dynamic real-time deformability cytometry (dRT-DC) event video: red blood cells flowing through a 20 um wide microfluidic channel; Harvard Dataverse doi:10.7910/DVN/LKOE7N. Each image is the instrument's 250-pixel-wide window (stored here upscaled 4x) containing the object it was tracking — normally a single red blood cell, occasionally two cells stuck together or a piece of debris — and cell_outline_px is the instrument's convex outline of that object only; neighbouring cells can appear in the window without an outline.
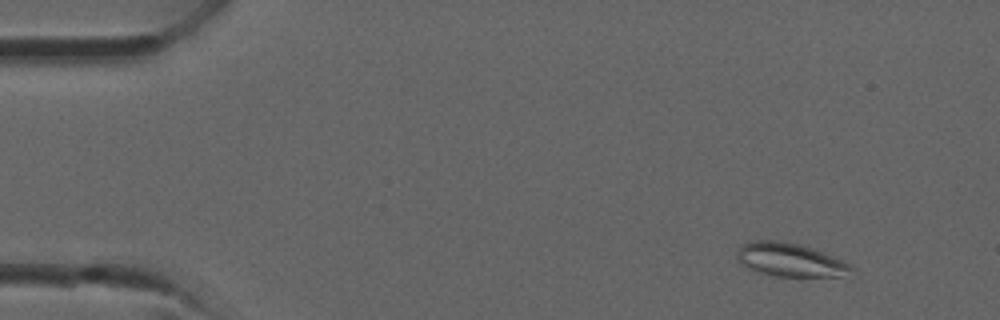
{"species": "common noctule bat (a hibernating species)", "species_latin": "Nyctalus noctula", "temperature_condition": "room temperature", "stored_images_in_passage": 35, "camera_frame_rate_fps": 3000, "um_per_image_px": 0.085, "animal": {"sex": "male", "forearm_length_mm": 52.5}, "frame": {"image": 1, "passage_image": 3, "time_ms": 0.667, "image_size_px": [1000, 320], "cell_outline_px": [[840, 264], [820, 276], [784, 276], [768, 272], [756, 268], [752, 264], [748, 248], [748, 244], [788, 244], [804, 248], [816, 252]], "centroid_in_image_um": [67.1, 22.12], "position_along_channel_um": 17.9, "area_um2": 15.61}}
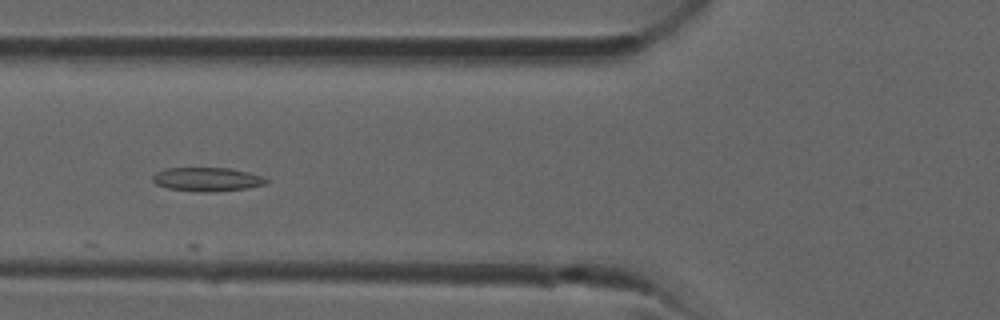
{"frame": {"image": 2, "passage_image": 13, "time_ms": 4.0, "image_size_px": [1000, 320], "cell_outline_px": [[264, 180], [260, 184], [240, 188], [172, 188], [160, 184], [156, 180], [156, 176], [160, 172], [172, 168], [224, 168], [256, 176]], "centroid_in_image_um": [17.53, 15.17], "position_along_channel_um": 108.3, "area_um2": 12.95}}
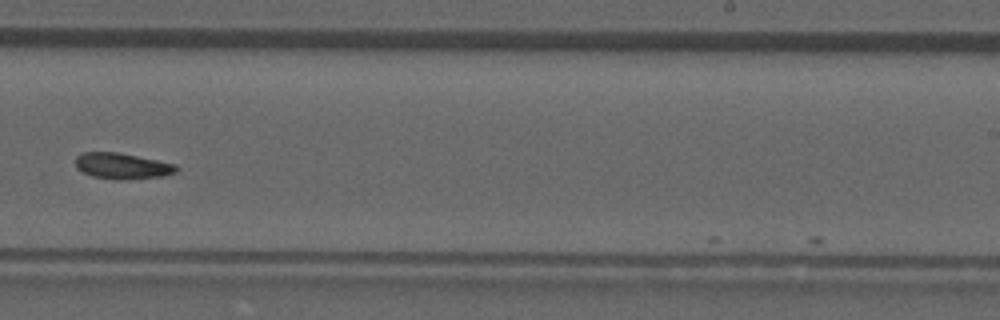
{"frame": {"image": 3, "passage_image": 22, "time_ms": 7.0, "image_size_px": [1000, 320], "cell_outline_px": [[176, 168], [172, 172], [152, 176], [96, 176], [84, 172], [76, 164], [76, 160], [80, 156], [88, 152], [112, 152], [172, 164]], "centroid_in_image_um": [10.28, 14.04], "position_along_channel_um": 278.7, "area_um2": 12.95}}